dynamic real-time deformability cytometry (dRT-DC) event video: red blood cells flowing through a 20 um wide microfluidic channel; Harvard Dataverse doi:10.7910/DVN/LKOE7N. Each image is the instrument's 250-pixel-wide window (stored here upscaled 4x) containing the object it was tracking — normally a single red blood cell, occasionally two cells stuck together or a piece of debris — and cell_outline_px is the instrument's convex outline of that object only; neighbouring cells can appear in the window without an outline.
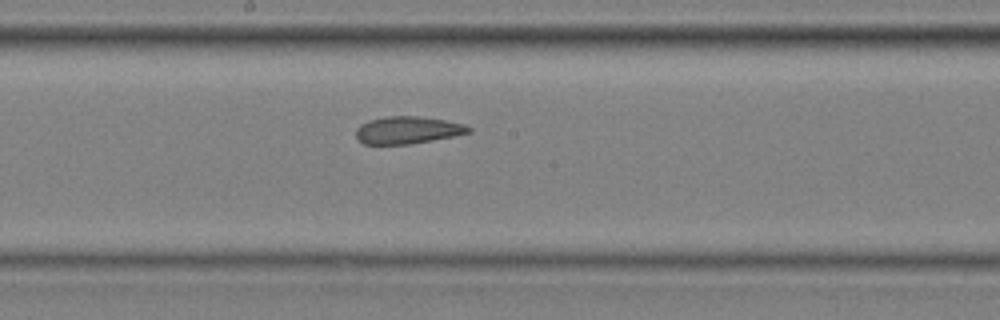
{"species": "common noctule bat (a hibernating species)", "species_latin": "Nyctalus noctula", "temperature_condition": "cold", "stored_images_in_passage": 6, "segment_of_instrument_passage": [1, 2], "camera_frame_rate_fps": 3000, "um_per_image_px": 0.085, "animal": {"sex": "male", "body_mass_g": 20.4}, "frame": {"image": 1, "passage_image": 5, "time_ms": 1.333, "image_size_px": [1000, 320], "cell_outline_px": [[472, 132], [432, 140], [408, 144], [364, 144], [356, 136], [356, 128], [360, 124], [368, 120], [384, 116], [420, 116], [444, 120], [464, 124], [472, 128]], "centroid_in_image_um": [34.63, 11.04], "position_along_channel_um": 213.6, "area_um2": 17.92}}